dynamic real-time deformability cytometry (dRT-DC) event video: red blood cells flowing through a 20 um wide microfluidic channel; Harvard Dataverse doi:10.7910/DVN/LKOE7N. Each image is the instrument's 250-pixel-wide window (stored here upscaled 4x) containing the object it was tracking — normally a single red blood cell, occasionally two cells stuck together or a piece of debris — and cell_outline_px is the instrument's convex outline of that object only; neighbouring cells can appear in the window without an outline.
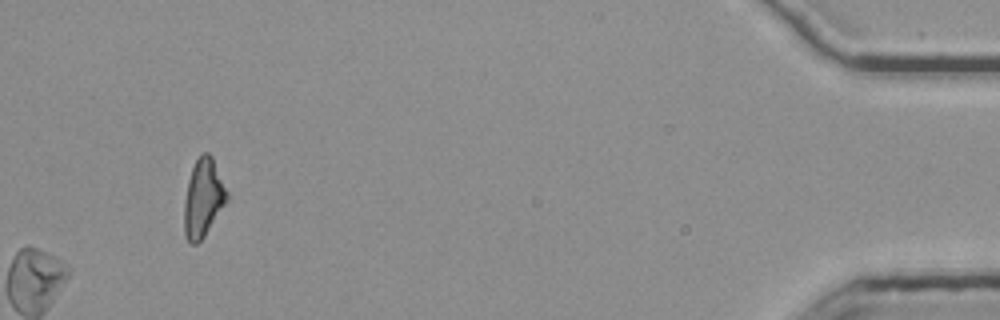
{"species": "common noctule bat (a hibernating species)", "species_latin": "Nyctalus noctula", "temperature_condition": "room temperature", "stored_images_in_passage": 38, "camera_frame_rate_fps": 3000, "um_per_image_px": 0.085, "animal": {"sex": "female", "body_mass_g": 25.1}, "frame": {"image": 1, "passage_image": 38, "time_ms": 12.333, "image_size_px": [1000, 320], "cell_outline_px": [[228, 200], [204, 236], [196, 244], [188, 244], [184, 236], [184, 200], [188, 180], [192, 168], [196, 160], [204, 152], [208, 152], [212, 156], [228, 192]], "centroid_in_image_um": [17.26, 16.86], "position_along_channel_um": 417.9, "area_um2": 19.48}, "authors_computed_cell_mechanics": {"area_um2": 20.2589, "velocity_mm_per_s": 3.7665, "shape_relaxation_time_tau1_ms": null, "shape_relaxation_time_tau2_ms": 5.7167, "deformation_change_tau1": null, "deformation_change_tau2": 0.1741}}